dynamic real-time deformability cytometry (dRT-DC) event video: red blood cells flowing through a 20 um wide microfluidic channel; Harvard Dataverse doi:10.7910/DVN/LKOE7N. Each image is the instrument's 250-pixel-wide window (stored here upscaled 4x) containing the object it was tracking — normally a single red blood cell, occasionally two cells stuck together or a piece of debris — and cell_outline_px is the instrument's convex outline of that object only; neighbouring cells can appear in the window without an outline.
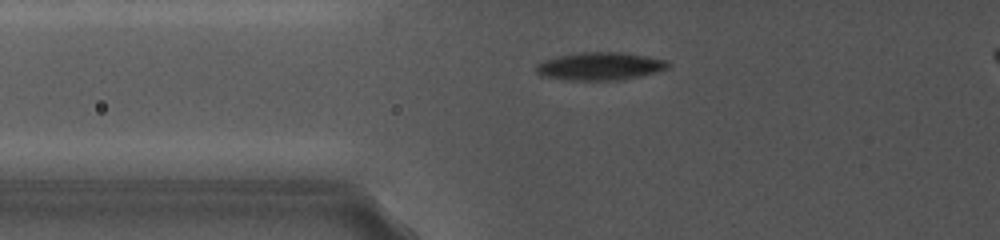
{"species": "common noctule bat (a hibernating species)", "species_latin": "Nyctalus noctula", "temperature_condition": "cold", "stored_images_in_passage": 4, "camera_frame_rate_fps": 5000, "um_per_image_px": 0.085, "animal": {"sex": "female", "body_mass_g": 19.0, "forearm_length_mm": 56.7}, "frame": {"image": 1, "passage_image": 2, "time_ms": 1.2, "image_size_px": [1000, 240], "cell_outline_px": [[672, 64], [668, 68], [656, 72], [640, 76], [620, 80], [564, 80], [544, 76], [536, 72], [536, 64], [544, 60], [556, 56], [580, 52], [624, 52], [648, 56], [668, 60]], "centroid_in_image_um": [51.03, 5.62], "position_along_channel_um": 74.8, "area_um2": 21.68}}